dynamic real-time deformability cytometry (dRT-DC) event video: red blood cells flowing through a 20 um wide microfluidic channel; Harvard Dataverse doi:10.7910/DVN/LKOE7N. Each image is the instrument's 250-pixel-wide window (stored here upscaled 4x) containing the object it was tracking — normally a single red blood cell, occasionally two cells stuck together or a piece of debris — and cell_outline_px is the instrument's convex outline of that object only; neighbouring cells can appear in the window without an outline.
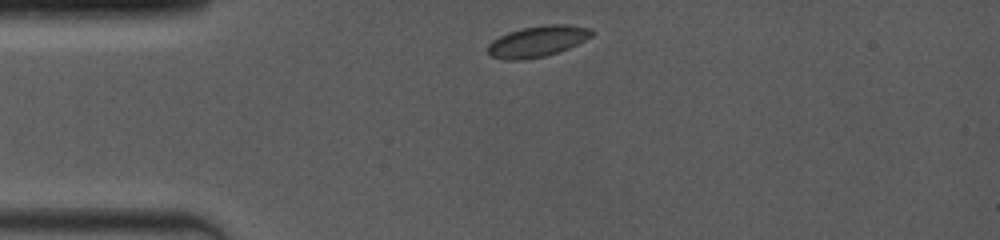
{"species": "common noctule bat (a hibernating species)", "species_latin": "Nyctalus noctula", "temperature_condition": "room temperature", "stored_images_in_passage": 8, "camera_frame_rate_fps": 4000, "um_per_image_px": 0.085, "animal": {"sex": "female", "body_mass_g": 19.0, "forearm_length_mm": 53.3}, "frame": {"image": 1, "passage_image": 1, "time_ms": 0.0, "image_size_px": [1000, 240], "cell_outline_px": [[596, 32], [592, 36], [568, 48], [544, 56], [524, 60], [504, 60], [492, 56], [488, 52], [488, 44], [492, 40], [508, 32], [524, 28], [544, 24], [564, 24], [592, 28]], "centroid_in_image_um": [45.69, 3.5], "position_along_channel_um": 39.3, "area_um2": 18.73}}
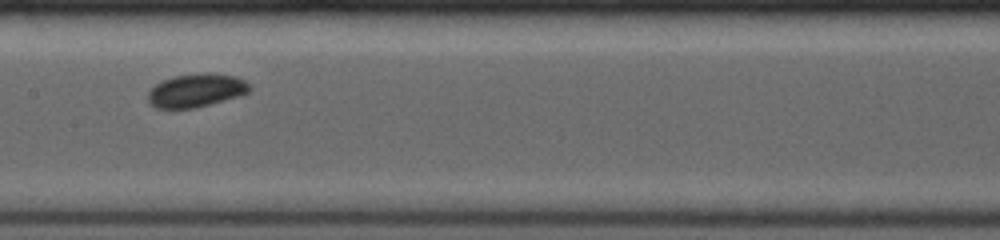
{"frame": {"image": 2, "passage_image": 5, "time_ms": 4.5, "image_size_px": [1000, 240], "cell_outline_px": [[252, 88], [248, 92], [240, 96], [196, 108], [156, 108], [148, 104], [148, 92], [156, 84], [172, 76], [236, 76], [244, 80]], "centroid_in_image_um": [16.64, 7.75], "position_along_channel_um": 190.8, "area_um2": 18.96}}
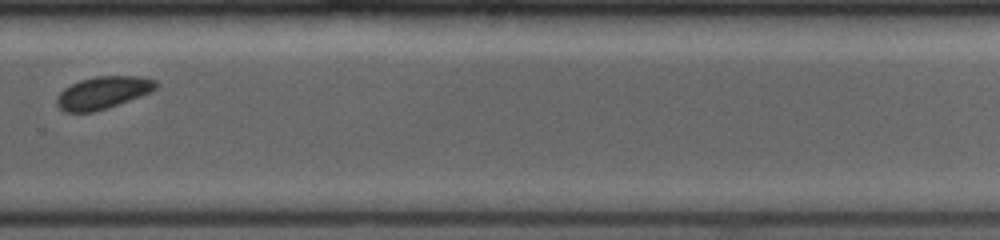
{"frame": {"image": 3, "passage_image": 8, "time_ms": 7.75, "image_size_px": [1000, 240], "cell_outline_px": [[160, 84], [152, 92], [108, 108], [92, 112], [64, 112], [56, 104], [56, 100], [60, 92], [64, 88], [80, 80], [96, 76], [140, 76], [156, 80]], "centroid_in_image_um": [8.78, 7.87], "position_along_channel_um": 321.0, "area_um2": 18.84}}